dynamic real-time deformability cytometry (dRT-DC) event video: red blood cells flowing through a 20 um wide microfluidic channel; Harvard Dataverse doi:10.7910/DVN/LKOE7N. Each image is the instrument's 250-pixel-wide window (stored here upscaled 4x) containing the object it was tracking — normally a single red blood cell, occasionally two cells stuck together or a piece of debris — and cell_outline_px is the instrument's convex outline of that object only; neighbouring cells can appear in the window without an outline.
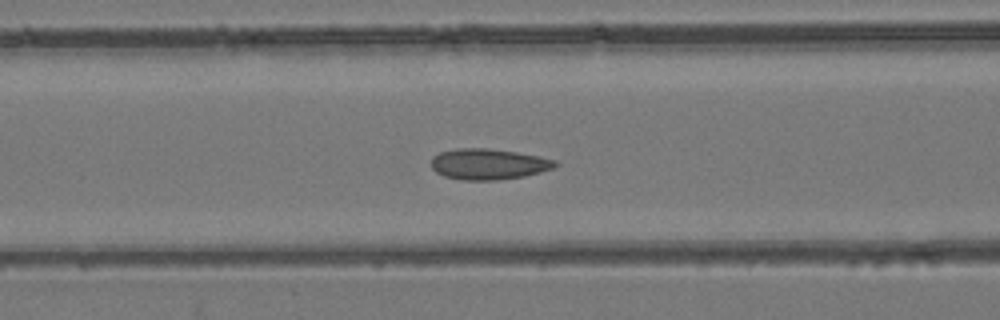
{"species": "common noctule bat (a hibernating species)", "species_latin": "Nyctalus noctula", "temperature_condition": "room temperature", "stored_images_in_passage": 52, "camera_frame_rate_fps": 3000, "um_per_image_px": 0.085, "animal": {"sex": "female", "body_mass_g": 24.6, "forearm_length_mm": 56.2}, "frame": {"image": 1, "passage_image": 21, "time_ms": 6.667, "image_size_px": [1000, 320], "cell_outline_px": [[560, 164], [552, 168], [540, 172], [524, 176], [496, 180], [464, 180], [444, 176], [436, 172], [432, 168], [432, 156], [440, 152], [456, 148], [488, 148], [516, 152], [540, 156], [556, 160]], "centroid_in_image_um": [41.52, 13.94], "position_along_channel_um": 125.1, "area_um2": 22.31}}
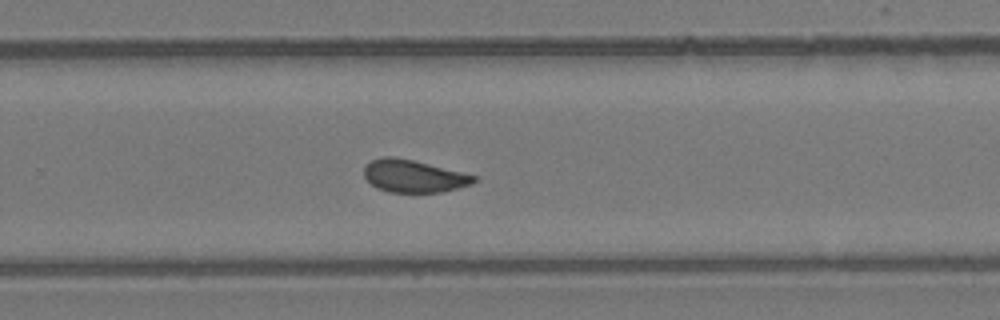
{"frame": {"image": 2, "passage_image": 34, "time_ms": 11.0, "image_size_px": [1000, 320], "cell_outline_px": [[476, 180], [472, 184], [440, 192], [388, 192], [376, 188], [364, 176], [364, 164], [372, 160], [384, 156], [392, 156], [412, 160], [476, 176]], "centroid_in_image_um": [35.1, 14.97], "position_along_channel_um": 294.7, "area_um2": 20.52}}
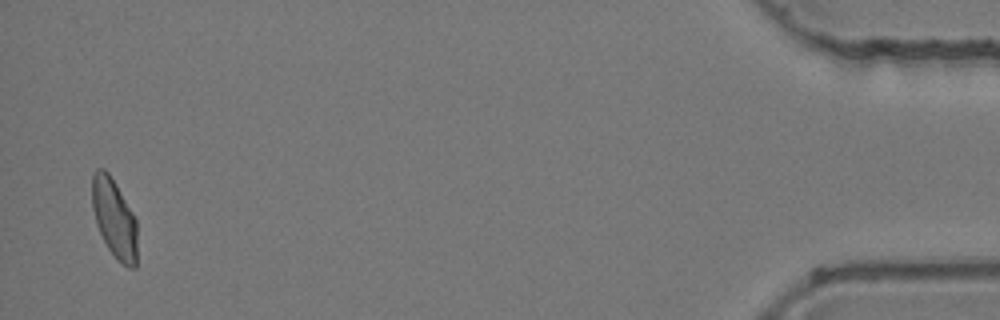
{"frame": {"image": 3, "passage_image": 51, "time_ms": 16.667, "image_size_px": [1000, 320], "cell_outline_px": [[136, 268], [128, 268], [116, 260], [108, 248], [96, 224], [92, 208], [92, 176], [96, 168], [104, 168], [108, 172], [116, 184], [132, 212], [136, 220]], "centroid_in_image_um": [9.7, 18.57], "position_along_channel_um": 425.5, "area_um2": 20.75}, "authors_computed_cell_mechanics": {"area_um2": 21.5594, "velocity_mm_per_s": 3.9263, "shape_relaxation_time_tau1_ms": 8.5964, "shape_relaxation_time_tau2_ms": 1.398, "deformation_change_tau1": 0.154, "deformation_change_tau2": 0.0458}}